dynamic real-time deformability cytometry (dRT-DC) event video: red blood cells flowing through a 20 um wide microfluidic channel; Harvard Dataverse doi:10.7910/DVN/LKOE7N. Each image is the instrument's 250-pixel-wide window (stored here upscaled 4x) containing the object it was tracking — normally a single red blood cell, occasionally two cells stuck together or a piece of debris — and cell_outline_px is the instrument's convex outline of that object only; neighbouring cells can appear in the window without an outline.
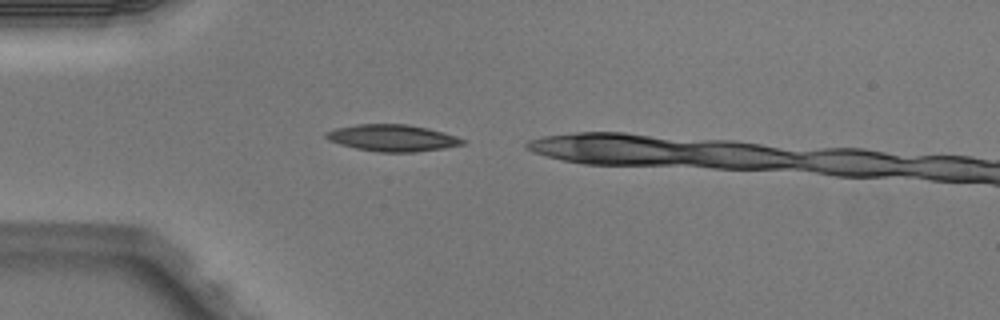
{"species": "Egyptian fruit bat (a non-hibernating species)", "species_latin": "Rousettus aegyptiacus", "temperature_condition": "warm", "stored_images_in_passage": 1, "camera_frame_rate_fps": 3000, "um_per_image_px": 0.085, "animal": {"sex": "male"}, "frame": {"image": 1, "passage_image": 1, "time_ms": 0.0, "image_size_px": [1000, 320], "cell_outline_px": [[468, 140], [464, 144], [444, 148], [416, 152], [376, 152], [356, 148], [340, 144], [328, 140], [324, 136], [324, 132], [336, 128], [356, 124], [408, 124], [428, 128], [444, 132]], "centroid_in_image_um": [33.37, 11.72], "position_along_channel_um": 51.6, "area_um2": 21.44}}